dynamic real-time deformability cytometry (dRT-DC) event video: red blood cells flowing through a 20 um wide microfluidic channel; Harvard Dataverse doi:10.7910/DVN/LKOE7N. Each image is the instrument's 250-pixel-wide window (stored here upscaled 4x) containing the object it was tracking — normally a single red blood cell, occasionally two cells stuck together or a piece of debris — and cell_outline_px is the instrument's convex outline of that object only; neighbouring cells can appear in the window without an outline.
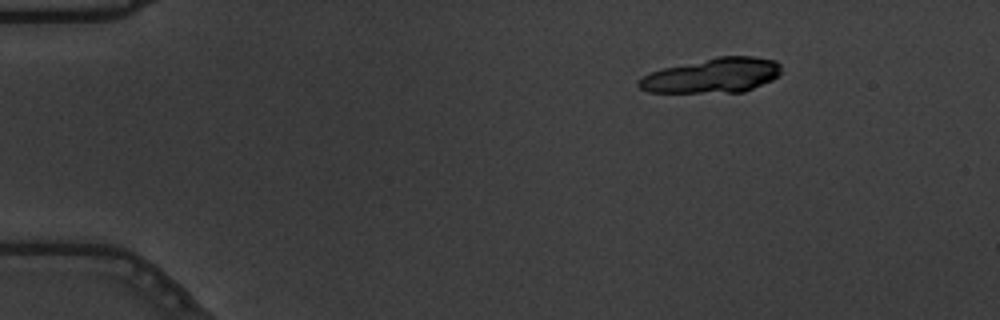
{"species": "common noctule bat (a hibernating species)", "species_latin": "Nyctalus noctula", "temperature_condition": "warm", "stored_images_in_passage": 29, "camera_frame_rate_fps": 3000, "um_per_image_px": 0.085, "animal": {"sex": "male", "body_mass_g": 19.5, "forearm_length_mm": 54.6}, "frame": {"image": 1, "passage_image": 9, "time_ms": 2.667, "image_size_px": [1000, 320], "cell_outline_px": [[780, 76], [772, 80], [744, 92], [648, 92], [640, 88], [636, 84], [636, 80], [648, 72], [664, 68], [716, 56], [752, 56], [776, 60], [780, 64]], "centroid_in_image_um": [60.55, 6.41], "position_along_channel_um": 24.5, "area_um2": 29.02}}